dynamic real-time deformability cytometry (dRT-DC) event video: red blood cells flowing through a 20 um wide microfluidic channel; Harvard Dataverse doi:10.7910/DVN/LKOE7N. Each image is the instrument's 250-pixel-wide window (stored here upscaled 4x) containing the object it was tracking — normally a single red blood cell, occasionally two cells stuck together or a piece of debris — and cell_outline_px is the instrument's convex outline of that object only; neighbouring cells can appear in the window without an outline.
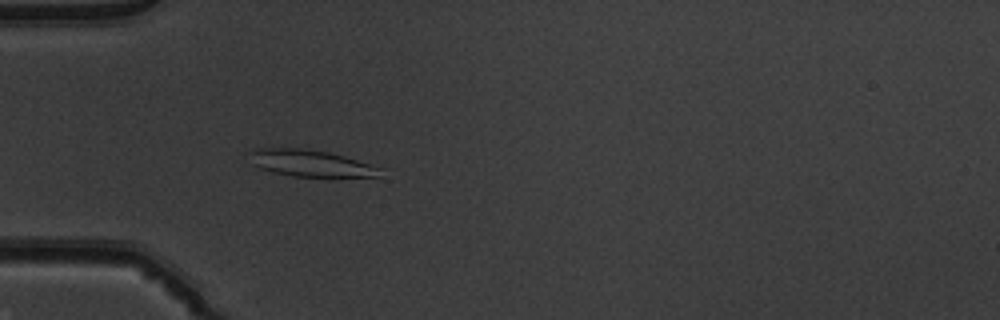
{"species": "common noctule bat (a hibernating species)", "species_latin": "Nyctalus noctula", "temperature_condition": "warm", "stored_images_in_passage": 37, "camera_frame_rate_fps": 3000, "um_per_image_px": 0.085, "animal": {"sex": "male", "body_mass_g": 19.5, "forearm_length_mm": 54.6}, "frame": {"image": 1, "passage_image": 1, "time_ms": 0.0, "image_size_px": [1000, 320], "cell_outline_px": [[384, 168], [376, 176], [292, 176], [272, 172], [260, 168], [252, 164], [248, 152], [252, 148], [304, 148], [328, 152], [344, 156]], "centroid_in_image_um": [26.33, 13.85], "position_along_channel_um": 58.7, "area_um2": 20.23}}
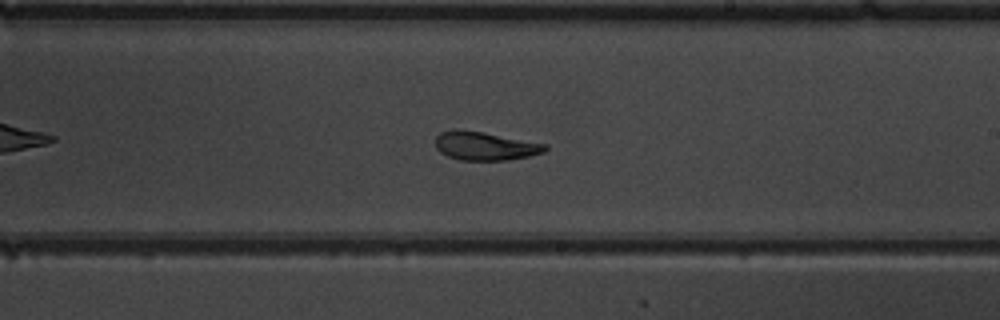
{"frame": {"image": 2, "passage_image": 16, "time_ms": 5.0, "image_size_px": [1000, 320], "cell_outline_px": [[548, 148], [544, 152], [528, 156], [508, 160], [460, 160], [448, 156], [440, 152], [436, 148], [436, 136], [440, 132], [452, 128], [460, 128], [484, 132], [548, 144]], "centroid_in_image_um": [41.21, 12.38], "position_along_channel_um": 247.8, "area_um2": 18.5}}
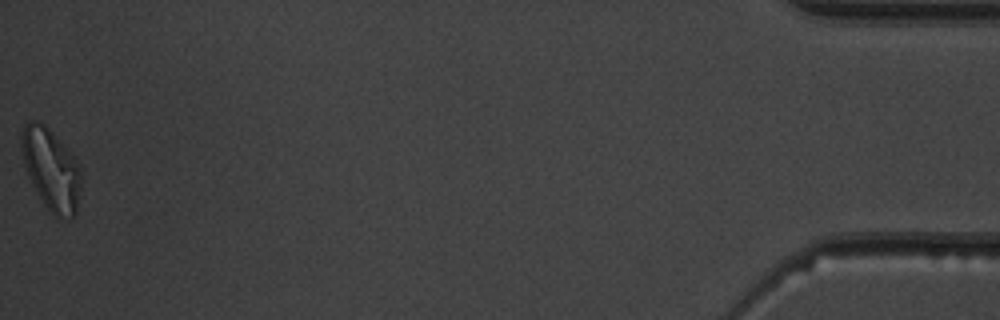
{"frame": {"image": 3, "passage_image": 37, "time_ms": 12.0, "image_size_px": [1000, 320], "cell_outline_px": [[80, 188], [76, 212], [72, 216], [56, 216], [44, 204], [32, 184], [28, 176], [24, 164], [20, 144], [20, 136], [24, 124], [32, 120], [36, 120], [44, 124], [80, 164]], "centroid_in_image_um": [4.31, 14.35], "position_along_channel_um": 430.9, "area_um2": 27.74}, "authors_computed_cell_mechanics": {"area_um2": 18.4382, "velocity_mm_per_s": 3.921, "shape_relaxation_time_tau1_ms": null, "shape_relaxation_time_tau2_ms": 2.0463, "deformation_change_tau1": null, "deformation_change_tau2": 0.0737}}